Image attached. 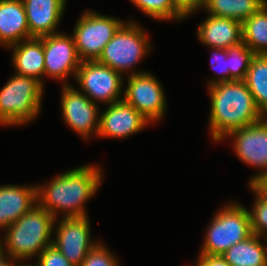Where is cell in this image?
I'll list each match as a JSON object with an SVG mask.
<instances>
[{
    "label": "cell",
    "instance_id": "1",
    "mask_svg": "<svg viewBox=\"0 0 267 266\" xmlns=\"http://www.w3.org/2000/svg\"><path fill=\"white\" fill-rule=\"evenodd\" d=\"M211 98L210 128L213 140L257 123L265 116L257 108L244 81H226L208 86Z\"/></svg>",
    "mask_w": 267,
    "mask_h": 266
},
{
    "label": "cell",
    "instance_id": "2",
    "mask_svg": "<svg viewBox=\"0 0 267 266\" xmlns=\"http://www.w3.org/2000/svg\"><path fill=\"white\" fill-rule=\"evenodd\" d=\"M100 182V169L81 166L59 175L47 188L37 187V203L55 218L59 209L67 211V218L86 217L83 203L94 195Z\"/></svg>",
    "mask_w": 267,
    "mask_h": 266
},
{
    "label": "cell",
    "instance_id": "3",
    "mask_svg": "<svg viewBox=\"0 0 267 266\" xmlns=\"http://www.w3.org/2000/svg\"><path fill=\"white\" fill-rule=\"evenodd\" d=\"M55 217L42 208L39 204L8 227L6 246L9 258L14 262L18 259L29 258L41 253L52 244V235ZM51 240V241H50Z\"/></svg>",
    "mask_w": 267,
    "mask_h": 266
},
{
    "label": "cell",
    "instance_id": "4",
    "mask_svg": "<svg viewBox=\"0 0 267 266\" xmlns=\"http://www.w3.org/2000/svg\"><path fill=\"white\" fill-rule=\"evenodd\" d=\"M43 84L37 79L16 74L0 91V123L22 124L38 114Z\"/></svg>",
    "mask_w": 267,
    "mask_h": 266
},
{
    "label": "cell",
    "instance_id": "5",
    "mask_svg": "<svg viewBox=\"0 0 267 266\" xmlns=\"http://www.w3.org/2000/svg\"><path fill=\"white\" fill-rule=\"evenodd\" d=\"M252 235L249 211L240 204L223 208L209 226L201 254L222 255Z\"/></svg>",
    "mask_w": 267,
    "mask_h": 266
},
{
    "label": "cell",
    "instance_id": "6",
    "mask_svg": "<svg viewBox=\"0 0 267 266\" xmlns=\"http://www.w3.org/2000/svg\"><path fill=\"white\" fill-rule=\"evenodd\" d=\"M134 23V24H133ZM141 28L135 22L124 23L104 46L98 62L117 72L127 71L148 53L150 44Z\"/></svg>",
    "mask_w": 267,
    "mask_h": 266
},
{
    "label": "cell",
    "instance_id": "7",
    "mask_svg": "<svg viewBox=\"0 0 267 266\" xmlns=\"http://www.w3.org/2000/svg\"><path fill=\"white\" fill-rule=\"evenodd\" d=\"M122 21L86 12L78 20L74 29V40L81 61H95L100 57L104 46L113 38Z\"/></svg>",
    "mask_w": 267,
    "mask_h": 266
},
{
    "label": "cell",
    "instance_id": "8",
    "mask_svg": "<svg viewBox=\"0 0 267 266\" xmlns=\"http://www.w3.org/2000/svg\"><path fill=\"white\" fill-rule=\"evenodd\" d=\"M122 74L95 61H82L77 72L76 79L83 92L89 99L101 100L108 104L118 102L121 94Z\"/></svg>",
    "mask_w": 267,
    "mask_h": 266
},
{
    "label": "cell",
    "instance_id": "9",
    "mask_svg": "<svg viewBox=\"0 0 267 266\" xmlns=\"http://www.w3.org/2000/svg\"><path fill=\"white\" fill-rule=\"evenodd\" d=\"M123 100L150 121L161 118L166 108L159 81L147 72H135L129 76Z\"/></svg>",
    "mask_w": 267,
    "mask_h": 266
},
{
    "label": "cell",
    "instance_id": "10",
    "mask_svg": "<svg viewBox=\"0 0 267 266\" xmlns=\"http://www.w3.org/2000/svg\"><path fill=\"white\" fill-rule=\"evenodd\" d=\"M52 244L75 266H80L88 252L98 243L89 241L90 227L86 217H64L58 224ZM92 242V243H91Z\"/></svg>",
    "mask_w": 267,
    "mask_h": 266
},
{
    "label": "cell",
    "instance_id": "11",
    "mask_svg": "<svg viewBox=\"0 0 267 266\" xmlns=\"http://www.w3.org/2000/svg\"><path fill=\"white\" fill-rule=\"evenodd\" d=\"M43 50H44V75L55 77L58 79H65L66 76L75 73L81 64L75 46V40L72 36L56 34L43 36Z\"/></svg>",
    "mask_w": 267,
    "mask_h": 266
},
{
    "label": "cell",
    "instance_id": "12",
    "mask_svg": "<svg viewBox=\"0 0 267 266\" xmlns=\"http://www.w3.org/2000/svg\"><path fill=\"white\" fill-rule=\"evenodd\" d=\"M235 136V151L241 161L252 166H258L265 170L251 179L253 184L263 173L267 172V120L264 117L257 123L227 134ZM265 168V169H264Z\"/></svg>",
    "mask_w": 267,
    "mask_h": 266
},
{
    "label": "cell",
    "instance_id": "13",
    "mask_svg": "<svg viewBox=\"0 0 267 266\" xmlns=\"http://www.w3.org/2000/svg\"><path fill=\"white\" fill-rule=\"evenodd\" d=\"M63 87L61 104L65 122L83 137L87 138L94 130L97 135L99 119L96 116L98 110L95 102H92L85 93L76 91L69 85Z\"/></svg>",
    "mask_w": 267,
    "mask_h": 266
},
{
    "label": "cell",
    "instance_id": "14",
    "mask_svg": "<svg viewBox=\"0 0 267 266\" xmlns=\"http://www.w3.org/2000/svg\"><path fill=\"white\" fill-rule=\"evenodd\" d=\"M98 118L97 135L103 137H127L143 129L149 121L122 98L120 101L110 104Z\"/></svg>",
    "mask_w": 267,
    "mask_h": 266
},
{
    "label": "cell",
    "instance_id": "15",
    "mask_svg": "<svg viewBox=\"0 0 267 266\" xmlns=\"http://www.w3.org/2000/svg\"><path fill=\"white\" fill-rule=\"evenodd\" d=\"M29 38L56 34L55 28L64 12L65 0H22Z\"/></svg>",
    "mask_w": 267,
    "mask_h": 266
},
{
    "label": "cell",
    "instance_id": "16",
    "mask_svg": "<svg viewBox=\"0 0 267 266\" xmlns=\"http://www.w3.org/2000/svg\"><path fill=\"white\" fill-rule=\"evenodd\" d=\"M198 38L211 48H223L243 42L242 22L210 15L198 27Z\"/></svg>",
    "mask_w": 267,
    "mask_h": 266
},
{
    "label": "cell",
    "instance_id": "17",
    "mask_svg": "<svg viewBox=\"0 0 267 266\" xmlns=\"http://www.w3.org/2000/svg\"><path fill=\"white\" fill-rule=\"evenodd\" d=\"M36 200L37 187L0 186V228L16 222L37 205Z\"/></svg>",
    "mask_w": 267,
    "mask_h": 266
},
{
    "label": "cell",
    "instance_id": "18",
    "mask_svg": "<svg viewBox=\"0 0 267 266\" xmlns=\"http://www.w3.org/2000/svg\"><path fill=\"white\" fill-rule=\"evenodd\" d=\"M22 38H29L23 1L0 0V43L12 47Z\"/></svg>",
    "mask_w": 267,
    "mask_h": 266
},
{
    "label": "cell",
    "instance_id": "19",
    "mask_svg": "<svg viewBox=\"0 0 267 266\" xmlns=\"http://www.w3.org/2000/svg\"><path fill=\"white\" fill-rule=\"evenodd\" d=\"M12 46L13 63L17 74L32 77L42 84L40 77L44 75L45 70L43 36L31 37Z\"/></svg>",
    "mask_w": 267,
    "mask_h": 266
},
{
    "label": "cell",
    "instance_id": "20",
    "mask_svg": "<svg viewBox=\"0 0 267 266\" xmlns=\"http://www.w3.org/2000/svg\"><path fill=\"white\" fill-rule=\"evenodd\" d=\"M260 237L252 234L226 250L222 257L230 266H267V249L259 241Z\"/></svg>",
    "mask_w": 267,
    "mask_h": 266
},
{
    "label": "cell",
    "instance_id": "21",
    "mask_svg": "<svg viewBox=\"0 0 267 266\" xmlns=\"http://www.w3.org/2000/svg\"><path fill=\"white\" fill-rule=\"evenodd\" d=\"M244 82L257 108L264 116L267 115V54H256L253 57Z\"/></svg>",
    "mask_w": 267,
    "mask_h": 266
},
{
    "label": "cell",
    "instance_id": "22",
    "mask_svg": "<svg viewBox=\"0 0 267 266\" xmlns=\"http://www.w3.org/2000/svg\"><path fill=\"white\" fill-rule=\"evenodd\" d=\"M266 4L267 0H209L206 8L210 15L243 22Z\"/></svg>",
    "mask_w": 267,
    "mask_h": 266
},
{
    "label": "cell",
    "instance_id": "23",
    "mask_svg": "<svg viewBox=\"0 0 267 266\" xmlns=\"http://www.w3.org/2000/svg\"><path fill=\"white\" fill-rule=\"evenodd\" d=\"M243 43L255 54H267V4L242 22Z\"/></svg>",
    "mask_w": 267,
    "mask_h": 266
},
{
    "label": "cell",
    "instance_id": "24",
    "mask_svg": "<svg viewBox=\"0 0 267 266\" xmlns=\"http://www.w3.org/2000/svg\"><path fill=\"white\" fill-rule=\"evenodd\" d=\"M256 54L243 42L227 48V63L230 81H244L251 60ZM228 59L230 61H228Z\"/></svg>",
    "mask_w": 267,
    "mask_h": 266
},
{
    "label": "cell",
    "instance_id": "25",
    "mask_svg": "<svg viewBox=\"0 0 267 266\" xmlns=\"http://www.w3.org/2000/svg\"><path fill=\"white\" fill-rule=\"evenodd\" d=\"M139 9L155 19H183L175 0H131Z\"/></svg>",
    "mask_w": 267,
    "mask_h": 266
},
{
    "label": "cell",
    "instance_id": "26",
    "mask_svg": "<svg viewBox=\"0 0 267 266\" xmlns=\"http://www.w3.org/2000/svg\"><path fill=\"white\" fill-rule=\"evenodd\" d=\"M250 187L257 194L252 212H249L252 234L267 235V196L263 195L253 184Z\"/></svg>",
    "mask_w": 267,
    "mask_h": 266
},
{
    "label": "cell",
    "instance_id": "27",
    "mask_svg": "<svg viewBox=\"0 0 267 266\" xmlns=\"http://www.w3.org/2000/svg\"><path fill=\"white\" fill-rule=\"evenodd\" d=\"M80 266H118L116 258L102 244L92 248Z\"/></svg>",
    "mask_w": 267,
    "mask_h": 266
},
{
    "label": "cell",
    "instance_id": "28",
    "mask_svg": "<svg viewBox=\"0 0 267 266\" xmlns=\"http://www.w3.org/2000/svg\"><path fill=\"white\" fill-rule=\"evenodd\" d=\"M38 266H75L53 244L39 254Z\"/></svg>",
    "mask_w": 267,
    "mask_h": 266
},
{
    "label": "cell",
    "instance_id": "29",
    "mask_svg": "<svg viewBox=\"0 0 267 266\" xmlns=\"http://www.w3.org/2000/svg\"><path fill=\"white\" fill-rule=\"evenodd\" d=\"M215 50V53H213V63H211V67L214 68L216 71L219 70L220 73H225V76L222 75V77H219V80H214L209 83V85H213L215 83L219 82H226L230 81V72L228 70V64L227 63V49L223 48H213ZM216 64V65H215ZM222 64V65H221ZM218 66V67H217ZM216 67V68H215ZM226 73H228L227 76Z\"/></svg>",
    "mask_w": 267,
    "mask_h": 266
},
{
    "label": "cell",
    "instance_id": "30",
    "mask_svg": "<svg viewBox=\"0 0 267 266\" xmlns=\"http://www.w3.org/2000/svg\"><path fill=\"white\" fill-rule=\"evenodd\" d=\"M208 1L209 0H175V4L178 12L184 18L201 6L206 8Z\"/></svg>",
    "mask_w": 267,
    "mask_h": 266
},
{
    "label": "cell",
    "instance_id": "31",
    "mask_svg": "<svg viewBox=\"0 0 267 266\" xmlns=\"http://www.w3.org/2000/svg\"><path fill=\"white\" fill-rule=\"evenodd\" d=\"M196 266H230L222 255H205L199 256V261Z\"/></svg>",
    "mask_w": 267,
    "mask_h": 266
},
{
    "label": "cell",
    "instance_id": "32",
    "mask_svg": "<svg viewBox=\"0 0 267 266\" xmlns=\"http://www.w3.org/2000/svg\"><path fill=\"white\" fill-rule=\"evenodd\" d=\"M253 185L265 196H267V172L263 173Z\"/></svg>",
    "mask_w": 267,
    "mask_h": 266
},
{
    "label": "cell",
    "instance_id": "33",
    "mask_svg": "<svg viewBox=\"0 0 267 266\" xmlns=\"http://www.w3.org/2000/svg\"><path fill=\"white\" fill-rule=\"evenodd\" d=\"M4 249H2V252L0 253V266H15L13 265V262L11 261H6L5 260V253H4ZM11 262V263H10Z\"/></svg>",
    "mask_w": 267,
    "mask_h": 266
},
{
    "label": "cell",
    "instance_id": "34",
    "mask_svg": "<svg viewBox=\"0 0 267 266\" xmlns=\"http://www.w3.org/2000/svg\"><path fill=\"white\" fill-rule=\"evenodd\" d=\"M3 246H2V244H1V242H0V253L2 252V248Z\"/></svg>",
    "mask_w": 267,
    "mask_h": 266
}]
</instances>
